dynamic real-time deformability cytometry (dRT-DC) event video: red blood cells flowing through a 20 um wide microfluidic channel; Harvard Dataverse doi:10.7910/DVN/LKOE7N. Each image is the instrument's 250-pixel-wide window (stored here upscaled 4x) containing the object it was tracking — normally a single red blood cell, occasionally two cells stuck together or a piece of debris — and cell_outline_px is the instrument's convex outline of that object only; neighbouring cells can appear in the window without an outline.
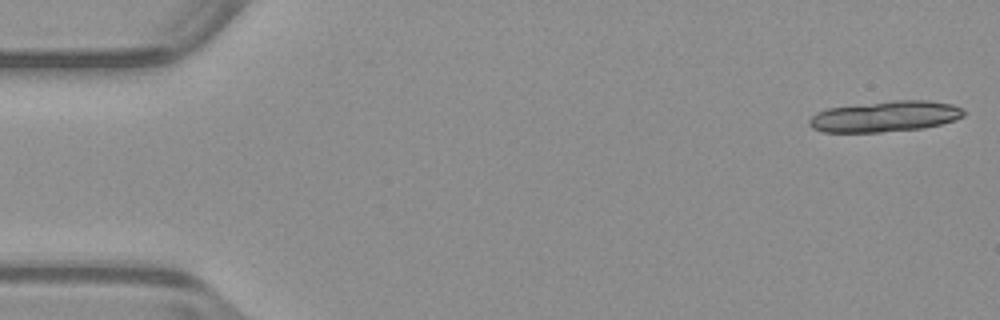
{"species": "common noctule bat (a hibernating species)", "species_latin": "Nyctalus noctula", "temperature_condition": "warm", "stored_images_in_passage": 9, "camera_frame_rate_fps": 3000, "um_per_image_px": 0.085, "animal": {"sex": "male", "body_mass_g": 23.1, "forearm_length_mm": 52.7}, "frame": {"image": 1, "passage_image": 1, "time_ms": 0.0, "image_size_px": [1000, 320], "cell_outline_px": [[964, 116], [956, 120], [940, 124], [920, 128], [880, 132], [824, 132], [812, 128], [808, 124], [808, 120], [816, 112], [828, 108], [892, 100], [928, 100], [952, 104], [960, 108], [964, 112]], "centroid_in_image_um": [75.21, 9.89], "position_along_channel_um": 9.8, "area_um2": 27.69}}